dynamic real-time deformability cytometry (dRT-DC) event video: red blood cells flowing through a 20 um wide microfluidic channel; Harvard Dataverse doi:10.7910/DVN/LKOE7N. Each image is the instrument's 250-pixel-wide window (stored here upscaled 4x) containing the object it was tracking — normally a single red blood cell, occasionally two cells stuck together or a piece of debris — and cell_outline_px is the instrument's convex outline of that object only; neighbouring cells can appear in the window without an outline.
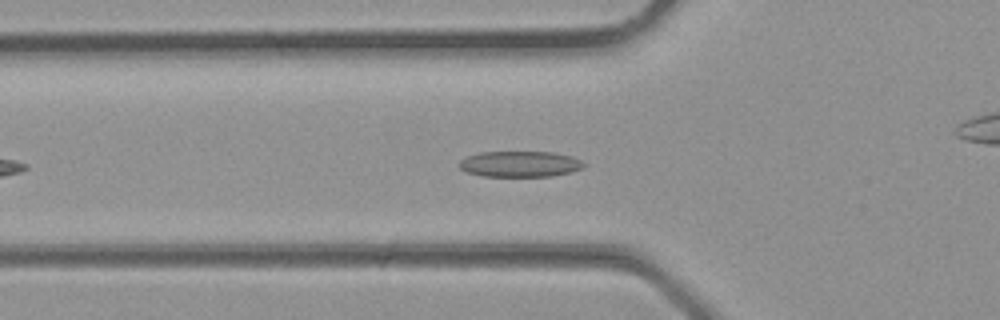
{"species": "common noctule bat (a hibernating species)", "species_latin": "Nyctalus noctula", "temperature_condition": "room temperature", "stored_images_in_passage": 30, "camera_frame_rate_fps": 3000, "um_per_image_px": 0.085, "animal": {"sex": "male", "body_mass_g": 23.1, "forearm_length_mm": 52.7}, "frame": {"image": 1, "passage_image": 7, "time_ms": 2.0, "image_size_px": [1000, 320], "cell_outline_px": [[584, 168], [568, 172], [548, 176], [484, 176], [464, 172], [460, 168], [460, 160], [468, 156], [480, 152], [552, 152], [572, 156], [580, 160], [584, 164]], "centroid_in_image_um": [44.17, 13.94], "position_along_channel_um": 81.6, "area_um2": 18.61}}
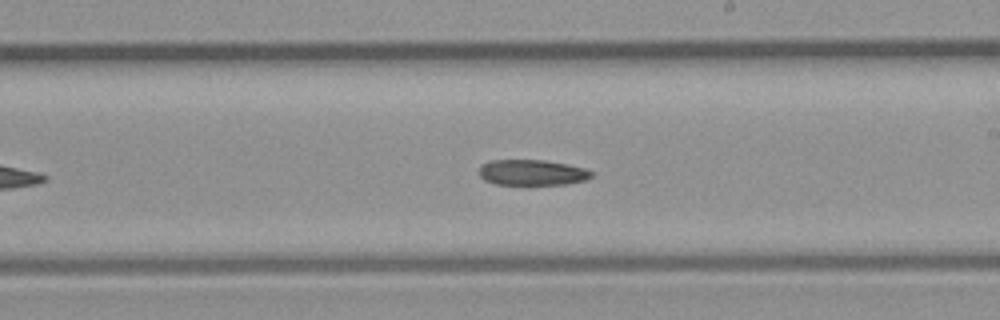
{"frame": {"image": 2, "passage_image": 15, "time_ms": 4.667, "image_size_px": [1000, 320], "cell_outline_px": [[592, 176], [584, 180], [564, 184], [496, 184], [484, 180], [480, 176], [480, 164], [492, 160], [544, 160], [568, 164], [584, 168], [592, 172]], "centroid_in_image_um": [45.2, 14.65], "position_along_channel_um": 243.8, "area_um2": 16.65}}
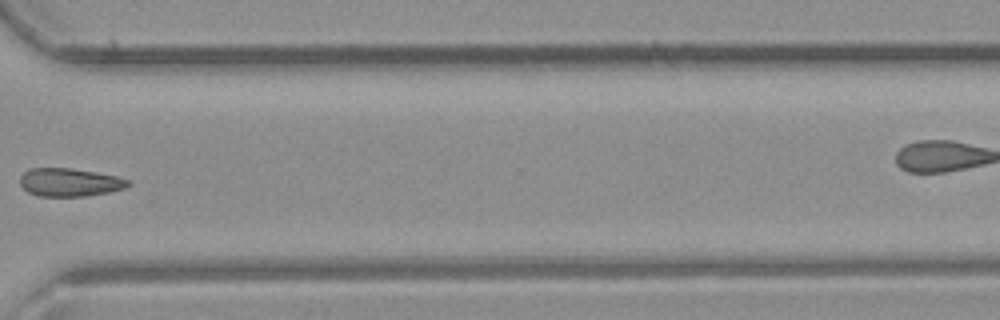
{"frame": {"image": 3, "passage_image": 21, "time_ms": 6.667, "image_size_px": [1000, 320], "cell_outline_px": [[128, 184], [124, 188], [108, 192], [84, 196], [36, 196], [28, 192], [20, 184], [20, 176], [28, 168], [68, 168], [116, 176], [128, 180]], "centroid_in_image_um": [5.84, 15.5], "position_along_channel_um": 364.8, "area_um2": 17.46}}